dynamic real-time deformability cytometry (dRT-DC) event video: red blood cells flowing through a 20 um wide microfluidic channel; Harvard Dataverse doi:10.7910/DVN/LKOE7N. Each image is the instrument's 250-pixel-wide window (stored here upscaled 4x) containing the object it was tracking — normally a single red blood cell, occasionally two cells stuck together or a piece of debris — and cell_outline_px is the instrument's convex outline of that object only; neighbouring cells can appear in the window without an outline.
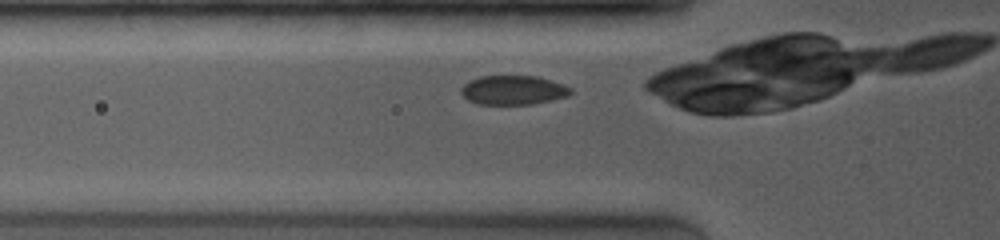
{"species": "common noctule bat (a hibernating species)", "species_latin": "Nyctalus noctula", "temperature_condition": "room temperature", "stored_images_in_passage": 7, "camera_frame_rate_fps": 4000, "um_per_image_px": 0.085, "animal": {"sex": "female", "body_mass_g": 19.0, "forearm_length_mm": 53.3}, "frame": {"image": 1, "passage_image": 2, "time_ms": 0.25, "image_size_px": [1000, 240], "cell_outline_px": [[572, 92], [568, 96], [552, 100], [532, 104], [476, 104], [468, 100], [460, 92], [460, 88], [464, 84], [480, 76], [536, 76], [572, 88]], "centroid_in_image_um": [43.6, 7.67], "position_along_channel_um": 82.2, "area_um2": 18.5}}